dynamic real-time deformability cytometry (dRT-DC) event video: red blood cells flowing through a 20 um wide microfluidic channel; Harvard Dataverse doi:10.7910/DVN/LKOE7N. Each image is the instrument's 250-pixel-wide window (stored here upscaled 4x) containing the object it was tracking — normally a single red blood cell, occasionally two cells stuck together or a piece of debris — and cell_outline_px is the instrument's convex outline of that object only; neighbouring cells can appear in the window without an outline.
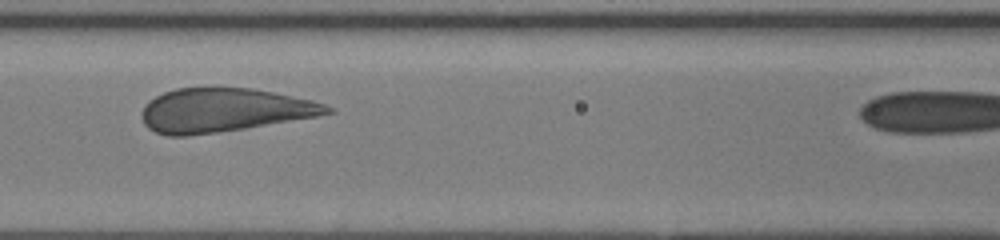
{"species": "human", "species_latin": "Homo sapiens", "temperature_condition": "room temperature", "stored_images_in_passage": 12, "camera_frame_rate_fps": 3000, "um_per_image_px": 0.085, "donor": {"sex": "female"}, "frame": {"image": 1, "passage_image": 9, "time_ms": 2.667, "image_size_px": [1000, 240], "cell_outline_px": [[336, 112], [316, 116], [244, 128], [188, 136], [168, 136], [156, 132], [148, 128], [144, 124], [140, 116], [140, 112], [144, 104], [148, 100], [164, 92], [176, 88], [216, 84], [252, 88], [312, 100], [324, 104], [332, 108]], "centroid_in_image_um": [18.95, 9.32], "position_along_channel_um": 147.7, "area_um2": 48.15}}